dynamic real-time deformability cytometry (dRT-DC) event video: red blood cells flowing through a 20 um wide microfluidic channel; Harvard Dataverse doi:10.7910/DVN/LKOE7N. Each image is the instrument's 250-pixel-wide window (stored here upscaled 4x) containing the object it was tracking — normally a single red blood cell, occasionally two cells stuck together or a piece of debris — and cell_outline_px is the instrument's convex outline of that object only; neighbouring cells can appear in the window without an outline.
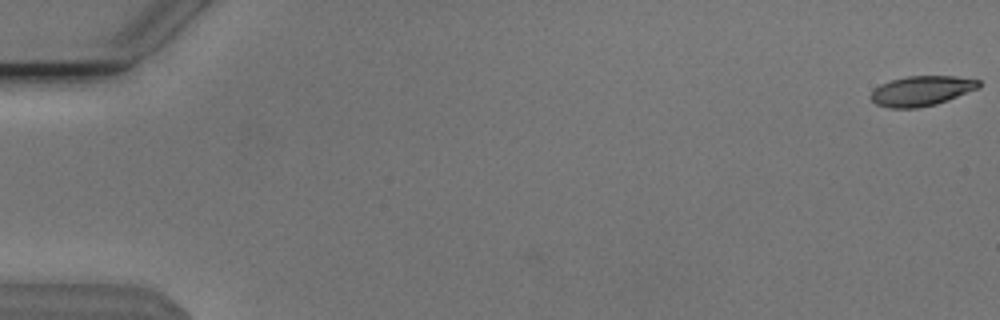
{"species": "Egyptian fruit bat (a non-hibernating species)", "species_latin": "Rousettus aegyptiacus", "temperature_condition": "cold", "stored_images_in_passage": 3, "camera_frame_rate_fps": 3000, "um_per_image_px": 0.085, "animal": {"sex": "male"}, "frame": {"image": 1, "passage_image": 3, "time_ms": 0.667, "image_size_px": [1000, 320], "cell_outline_px": [[980, 88], [936, 104], [916, 108], [892, 108], [876, 104], [868, 96], [880, 84], [892, 80], [908, 76], [956, 76], [980, 80]], "centroid_in_image_um": [78.34, 7.72], "position_along_channel_um": 6.7, "area_um2": 18.79}}